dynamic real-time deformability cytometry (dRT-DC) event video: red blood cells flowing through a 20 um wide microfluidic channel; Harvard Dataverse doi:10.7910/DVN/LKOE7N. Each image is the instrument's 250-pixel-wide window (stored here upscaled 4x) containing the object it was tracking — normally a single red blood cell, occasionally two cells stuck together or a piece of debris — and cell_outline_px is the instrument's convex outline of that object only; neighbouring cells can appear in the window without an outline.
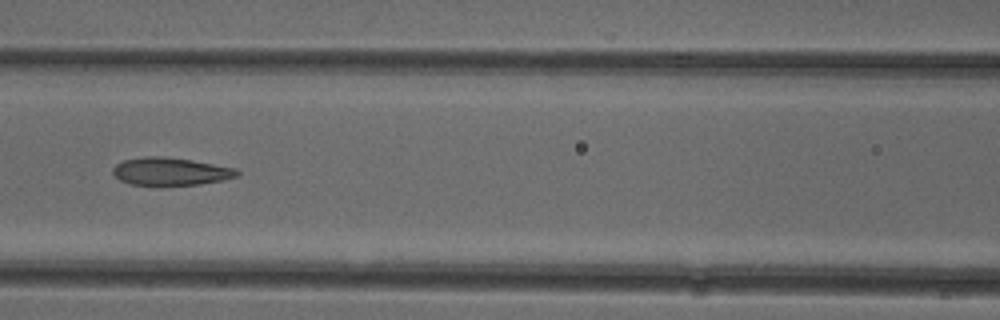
{"species": "common noctule bat (a hibernating species)", "species_latin": "Nyctalus noctula", "temperature_condition": "cold", "stored_images_in_passage": 6, "camera_frame_rate_fps": 3000, "um_per_image_px": 0.085, "animal": {"sex": "female"}, "frame": {"image": 1, "passage_image": 6, "time_ms": 5.667, "image_size_px": [1000, 320], "cell_outline_px": [[240, 172], [236, 176], [224, 180], [200, 184], [160, 188], [132, 184], [120, 180], [112, 172], [112, 168], [116, 164], [124, 160], [144, 156], [160, 156], [192, 160], [236, 168]], "centroid_in_image_um": [14.48, 14.61], "position_along_channel_um": 152.1, "area_um2": 20.75}}